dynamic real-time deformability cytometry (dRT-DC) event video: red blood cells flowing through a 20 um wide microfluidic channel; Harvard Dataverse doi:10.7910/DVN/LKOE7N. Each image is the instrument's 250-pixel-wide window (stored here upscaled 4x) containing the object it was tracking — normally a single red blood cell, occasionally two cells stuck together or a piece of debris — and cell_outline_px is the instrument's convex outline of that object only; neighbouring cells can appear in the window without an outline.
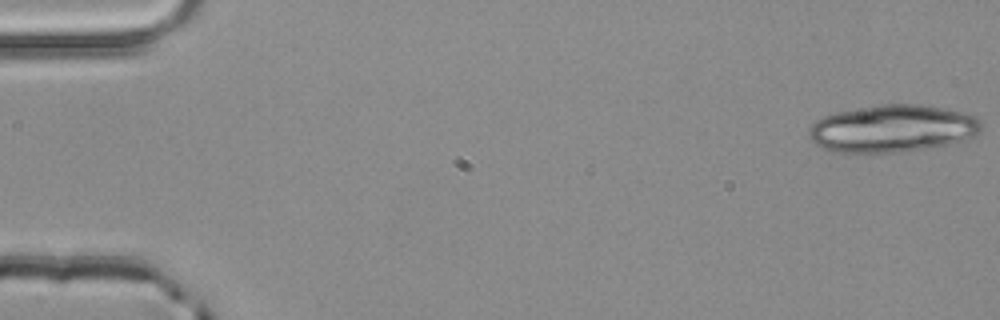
{"species": "common noctule bat (a hibernating species)", "species_latin": "Nyctalus noctula", "temperature_condition": "room temperature", "stored_images_in_passage": 4, "camera_frame_rate_fps": 3000, "um_per_image_px": 0.085, "animal": {"sex": "male", "body_mass_g": 20.4}, "frame": {"image": 1, "passage_image": 1, "time_ms": 0.0, "image_size_px": [1000, 320], "cell_outline_px": [[980, 132], [976, 136], [964, 140], [948, 144], [924, 148], [892, 152], [840, 152], [820, 148], [808, 136], [808, 128], [816, 120], [824, 116], [836, 112], [880, 104], [920, 104], [944, 108], [964, 112], [980, 120]], "centroid_in_image_um": [75.84, 10.91], "position_along_channel_um": 9.2, "area_um2": 47.4}}